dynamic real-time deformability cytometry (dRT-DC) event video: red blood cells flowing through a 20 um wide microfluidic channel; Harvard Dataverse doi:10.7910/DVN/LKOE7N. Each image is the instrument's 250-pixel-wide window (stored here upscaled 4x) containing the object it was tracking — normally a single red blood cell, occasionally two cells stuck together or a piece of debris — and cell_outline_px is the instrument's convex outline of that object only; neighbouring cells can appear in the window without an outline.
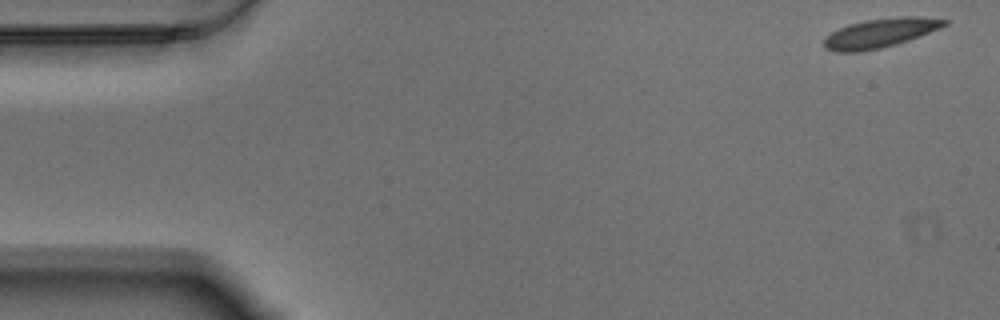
{"species": "Egyptian fruit bat (a non-hibernating species)", "species_latin": "Rousettus aegyptiacus", "temperature_condition": "warm", "stored_images_in_passage": 57, "camera_frame_rate_fps": 3000, "um_per_image_px": 0.085, "animal": {"sex": "male"}, "frame": {"image": 1, "passage_image": 1, "time_ms": 0.0, "image_size_px": [1000, 320], "cell_outline_px": [[948, 24], [940, 28], [908, 40], [896, 44], [880, 48], [860, 52], [836, 52], [824, 48], [824, 40], [832, 32], [848, 24], [864, 20], [904, 16], [920, 16], [948, 20]], "centroid_in_image_um": [74.82, 2.8], "position_along_channel_um": 10.2, "area_um2": 20.35}}
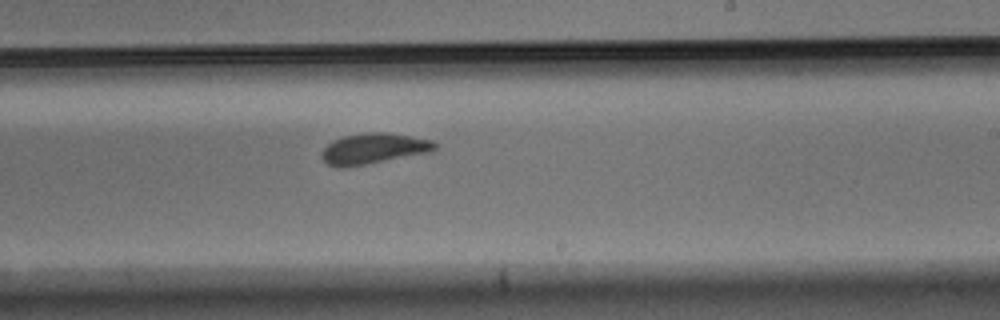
{"frame": {"image": 2, "passage_image": 33, "time_ms": 10.667, "image_size_px": [1000, 320], "cell_outline_px": [[436, 148], [432, 152], [348, 168], [336, 168], [328, 164], [320, 156], [324, 148], [332, 140], [344, 136], [368, 132], [388, 132], [432, 140], [436, 144]], "centroid_in_image_um": [31.74, 12.65], "position_along_channel_um": 257.3, "area_um2": 20.52}}
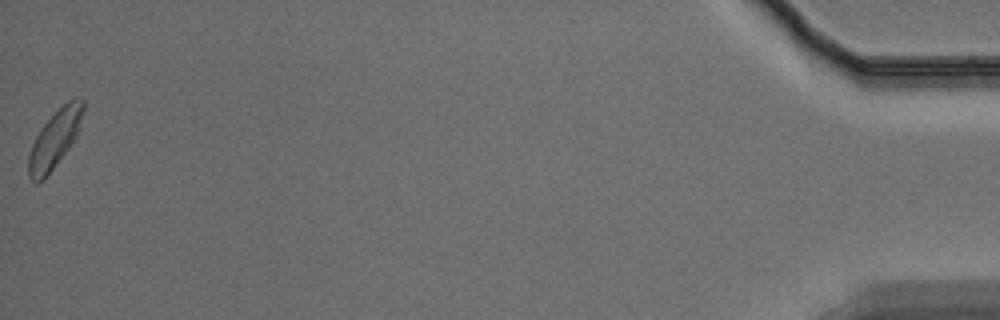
{"frame": {"image": 3, "passage_image": 57, "time_ms": 18.667, "image_size_px": [1000, 320], "cell_outline_px": [[84, 108], [80, 128], [72, 144], [44, 180], [36, 184], [28, 176], [28, 156], [32, 144], [40, 128], [72, 96], [80, 96], [84, 100]], "centroid_in_image_um": [4.68, 11.81], "position_along_channel_um": 430.5, "area_um2": 18.5}, "authors_computed_cell_mechanics": {"area_um2": 20.0566, "velocity_mm_per_s": 3.4349, "shape_relaxation_time_tau1_ms": 3.8521, "shape_relaxation_time_tau2_ms": null, "deformation_change_tau1": 0.1246, "deformation_change_tau2": null}}